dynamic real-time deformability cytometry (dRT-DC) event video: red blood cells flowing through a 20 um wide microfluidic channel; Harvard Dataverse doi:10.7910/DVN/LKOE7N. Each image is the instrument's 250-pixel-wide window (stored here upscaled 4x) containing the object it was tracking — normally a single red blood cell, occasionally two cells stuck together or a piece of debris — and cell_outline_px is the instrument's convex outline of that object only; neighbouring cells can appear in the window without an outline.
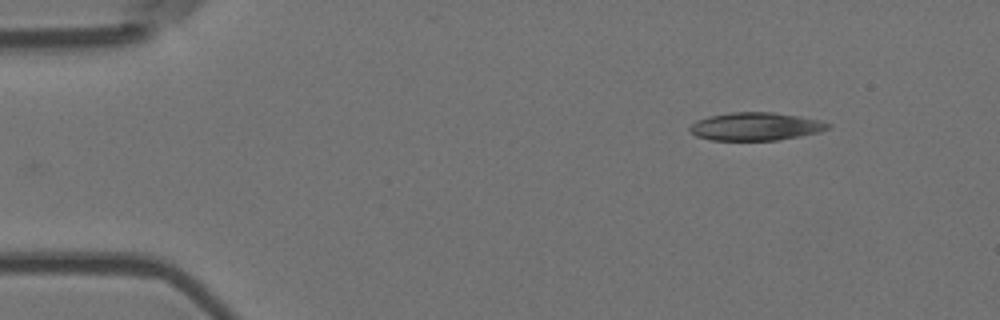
{"species": "Egyptian fruit bat (a non-hibernating species)", "species_latin": "Rousettus aegyptiacus", "temperature_condition": "room temperature", "stored_images_in_passage": 3, "camera_frame_rate_fps": 3000, "um_per_image_px": 0.085, "animal": {"sex": "female"}, "frame": {"image": 1, "passage_image": 3, "time_ms": 0.667, "image_size_px": [1000, 320], "cell_outline_px": [[832, 128], [820, 132], [800, 136], [776, 140], [712, 140], [696, 136], [688, 128], [696, 120], [708, 116], [732, 112], [772, 112], [800, 116], [820, 120], [832, 124]], "centroid_in_image_um": [64.27, 10.74], "position_along_channel_um": 20.7, "area_um2": 22.66}}